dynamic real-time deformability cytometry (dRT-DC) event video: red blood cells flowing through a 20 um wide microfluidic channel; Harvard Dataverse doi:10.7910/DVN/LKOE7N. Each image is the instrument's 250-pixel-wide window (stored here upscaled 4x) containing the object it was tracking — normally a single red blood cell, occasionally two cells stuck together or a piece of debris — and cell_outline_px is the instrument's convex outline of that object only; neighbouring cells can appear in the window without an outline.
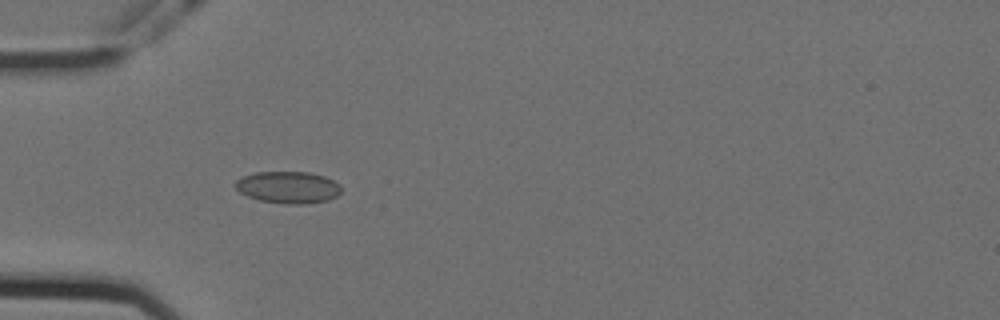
{"species": "Egyptian fruit bat (a non-hibernating species)", "species_latin": "Rousettus aegyptiacus", "temperature_condition": "cold", "stored_images_in_passage": 57, "camera_frame_rate_fps": 3000, "um_per_image_px": 0.085, "animal": {"sex": "female"}, "frame": {"image": 1, "passage_image": 18, "time_ms": 5.667, "image_size_px": [1000, 320], "cell_outline_px": [[340, 192], [336, 196], [328, 200], [304, 204], [284, 204], [260, 200], [248, 196], [240, 192], [232, 184], [236, 180], [244, 176], [256, 172], [308, 172], [324, 176], [340, 184]], "centroid_in_image_um": [24.47, 15.92], "position_along_channel_um": 60.5, "area_um2": 19.65}}
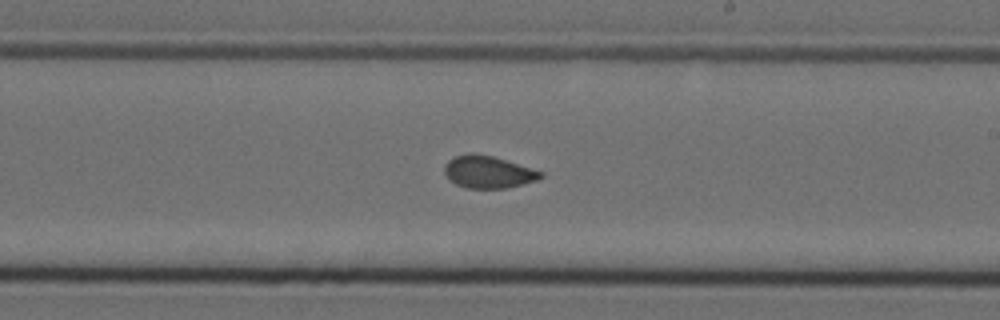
{"frame": {"image": 2, "passage_image": 34, "time_ms": 11.0, "image_size_px": [1000, 320], "cell_outline_px": [[544, 176], [536, 180], [504, 188], [468, 188], [456, 184], [448, 180], [444, 172], [444, 164], [448, 160], [456, 156], [468, 152], [472, 152], [492, 156], [544, 172]], "centroid_in_image_um": [41.45, 14.61], "position_along_channel_um": 247.6, "area_um2": 18.03}}
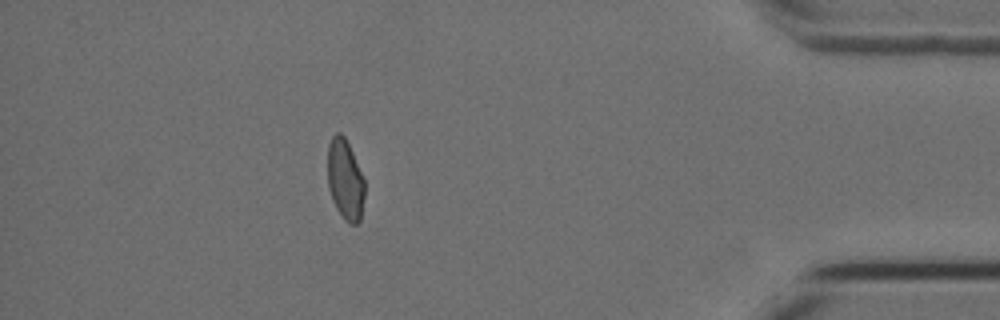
{"frame": {"image": 3, "passage_image": 51, "time_ms": 16.667, "image_size_px": [1000, 320], "cell_outline_px": [[364, 196], [360, 220], [356, 224], [348, 224], [344, 220], [336, 208], [332, 200], [328, 188], [328, 144], [332, 136], [336, 132], [340, 132], [344, 136], [352, 152], [364, 180]], "centroid_in_image_um": [29.32, 15.29], "position_along_channel_um": 405.9, "area_um2": 17.34}, "authors_computed_cell_mechanics": {"area_um2": 18.4382, "velocity_mm_per_s": 3.5778, "shape_relaxation_time_tau1_ms": null, "shape_relaxation_time_tau2_ms": 1.7335, "deformation_change_tau1": null, "deformation_change_tau2": 0.0496}}